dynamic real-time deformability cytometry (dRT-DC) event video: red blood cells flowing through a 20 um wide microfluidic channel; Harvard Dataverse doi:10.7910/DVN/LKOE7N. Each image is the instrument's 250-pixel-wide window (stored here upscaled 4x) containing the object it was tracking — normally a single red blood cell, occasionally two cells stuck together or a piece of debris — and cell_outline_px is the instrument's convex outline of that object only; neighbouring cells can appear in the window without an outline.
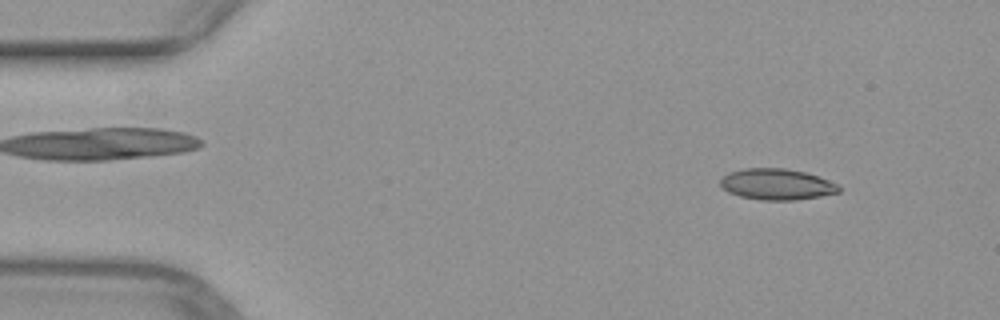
{"species": "common noctule bat (a hibernating species)", "species_latin": "Nyctalus noctula", "temperature_condition": "warm", "stored_images_in_passage": 50, "camera_frame_rate_fps": 3000, "um_per_image_px": 0.085, "animal": {"sex": "female", "body_mass_g": 29.2, "forearm_length_mm": 56.3}, "frame": {"image": 1, "passage_image": 5, "time_ms": 1.333, "image_size_px": [1000, 320], "cell_outline_px": [[840, 192], [820, 196], [796, 200], [760, 200], [740, 196], [728, 192], [720, 184], [720, 180], [728, 172], [744, 168], [784, 168], [804, 172], [828, 180], [836, 184], [840, 188]], "centroid_in_image_um": [66.0, 15.66], "position_along_channel_um": 19.0, "area_um2": 21.33}}
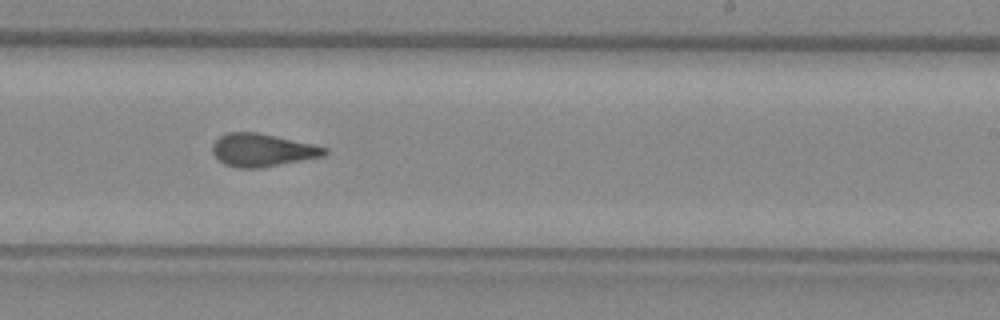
{"frame": {"image": 2, "passage_image": 30, "time_ms": 9.667, "image_size_px": [1000, 320], "cell_outline_px": [[328, 152], [324, 156], [260, 168], [236, 168], [224, 164], [212, 152], [212, 144], [220, 136], [228, 132], [256, 132], [312, 144], [328, 148]], "centroid_in_image_um": [22.28, 12.76], "position_along_channel_um": 266.7, "area_um2": 21.33}}
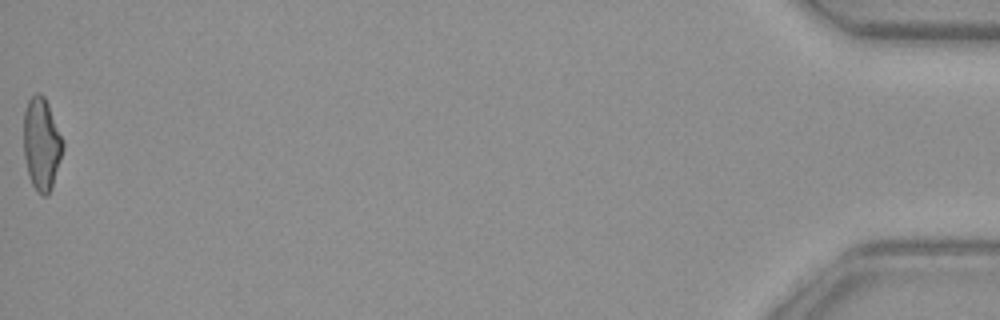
{"frame": {"image": 3, "passage_image": 50, "time_ms": 16.333, "image_size_px": [1000, 320], "cell_outline_px": [[64, 148], [52, 188], [48, 196], [40, 196], [36, 192], [32, 184], [28, 172], [24, 156], [24, 112], [28, 100], [36, 92], [40, 92], [44, 96], [48, 104], [64, 140]], "centroid_in_image_um": [3.55, 12.26], "position_along_channel_um": 431.7, "area_um2": 21.39}}